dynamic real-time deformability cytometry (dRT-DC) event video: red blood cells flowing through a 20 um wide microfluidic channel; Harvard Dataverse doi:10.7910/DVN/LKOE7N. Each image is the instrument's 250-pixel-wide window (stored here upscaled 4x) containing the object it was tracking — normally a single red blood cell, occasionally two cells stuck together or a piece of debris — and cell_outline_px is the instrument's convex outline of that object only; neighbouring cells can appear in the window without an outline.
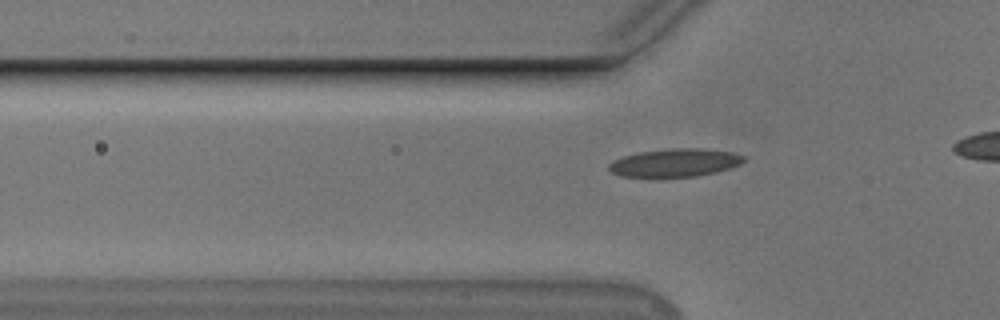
{"species": "Egyptian fruit bat (a non-hibernating species)", "species_latin": "Rousettus aegyptiacus", "temperature_condition": "cold", "stored_images_in_passage": 20, "camera_frame_rate_fps": 3000, "um_per_image_px": 0.085, "animal": {"sex": "male"}, "frame": {"image": 1, "passage_image": 10, "time_ms": 3.0, "image_size_px": [1000, 320], "cell_outline_px": [[744, 160], [740, 164], [716, 172], [696, 176], [620, 176], [612, 172], [608, 168], [608, 164], [612, 160], [624, 156], [640, 152], [676, 148], [704, 148], [732, 152], [744, 156]], "centroid_in_image_um": [57.37, 13.82], "position_along_channel_um": 68.4, "area_um2": 21.73}}
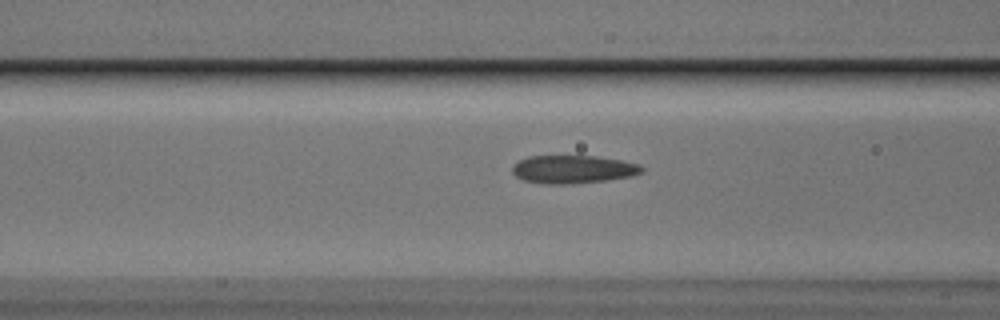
{"frame": {"image": 2, "passage_image": 14, "time_ms": 4.333, "image_size_px": [1000, 320], "cell_outline_px": [[644, 168], [640, 172], [632, 176], [608, 180], [568, 184], [548, 184], [524, 180], [516, 176], [512, 172], [512, 164], [528, 156], [596, 156], [620, 160], [640, 164]], "centroid_in_image_um": [48.7, 14.39], "position_along_channel_um": 117.9, "area_um2": 21.15}}
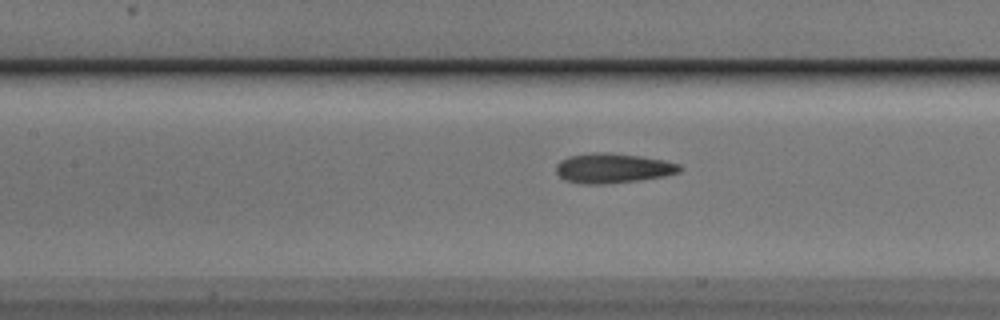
{"frame": {"image": 3, "passage_image": 17, "time_ms": 5.333, "image_size_px": [1000, 320], "cell_outline_px": [[684, 168], [680, 172], [664, 176], [636, 180], [604, 184], [584, 184], [564, 180], [556, 172], [556, 164], [560, 160], [572, 156], [592, 152], [640, 156], [664, 160], [680, 164]], "centroid_in_image_um": [52.1, 14.3], "position_along_channel_um": 155.3, "area_um2": 21.21}}